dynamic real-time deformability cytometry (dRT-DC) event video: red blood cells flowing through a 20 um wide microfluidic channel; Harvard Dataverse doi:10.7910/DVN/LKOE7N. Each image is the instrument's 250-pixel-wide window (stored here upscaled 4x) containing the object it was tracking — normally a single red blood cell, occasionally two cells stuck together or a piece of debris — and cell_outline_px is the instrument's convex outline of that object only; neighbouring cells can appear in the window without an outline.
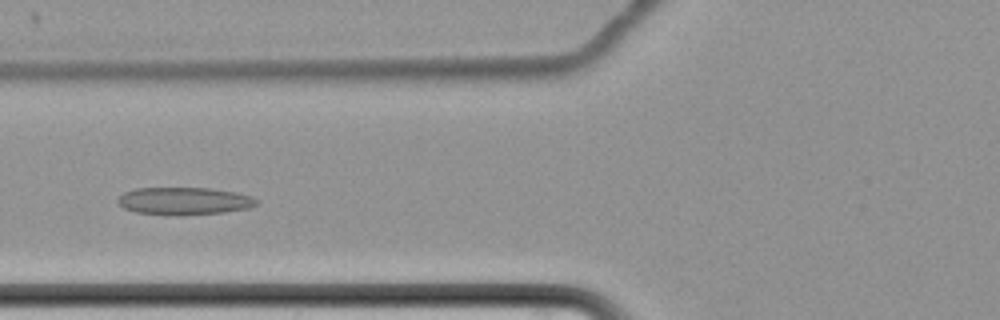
{"species": "common noctule bat (a hibernating species)", "species_latin": "Nyctalus noctula", "temperature_condition": "cold", "stored_images_in_passage": 50, "camera_frame_rate_fps": 3000, "um_per_image_px": 0.085, "animal": {"sex": "female", "body_mass_g": 22.7, "forearm_length_mm": 54.2}, "frame": {"image": 1, "passage_image": 14, "time_ms": 4.333, "image_size_px": [1000, 320], "cell_outline_px": [[260, 200], [256, 204], [248, 208], [224, 212], [136, 212], [124, 208], [116, 200], [124, 192], [136, 188], [212, 188], [236, 192], [252, 196]], "centroid_in_image_um": [15.7, 17.02], "position_along_channel_um": 110.1, "area_um2": 21.1}}
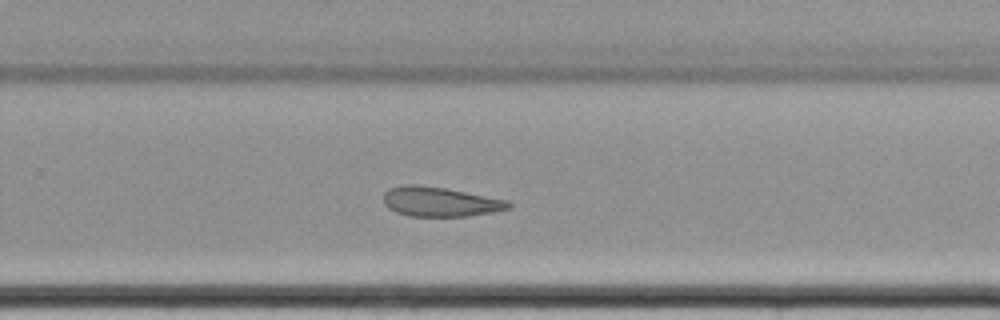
{"frame": {"image": 2, "passage_image": 30, "time_ms": 9.667, "image_size_px": [1000, 320], "cell_outline_px": [[512, 208], [492, 212], [468, 216], [408, 216], [396, 212], [388, 208], [384, 204], [384, 192], [388, 188], [404, 184], [416, 184], [444, 188], [508, 200], [512, 204]], "centroid_in_image_um": [37.38, 17.14], "position_along_channel_um": 292.4, "area_um2": 21.62}}
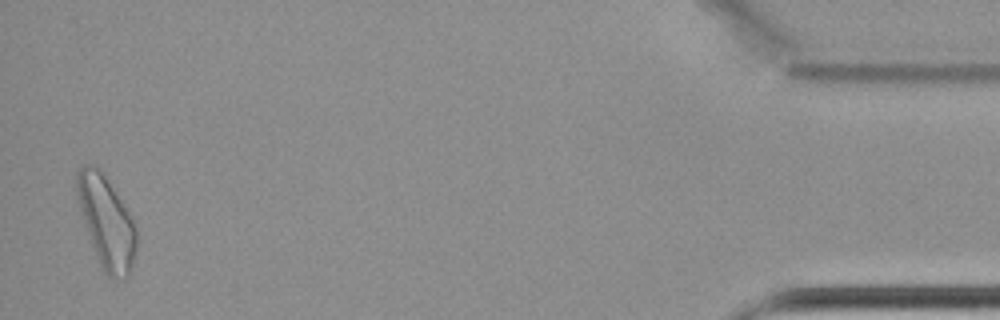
{"frame": {"image": 3, "passage_image": 49, "time_ms": 16.0, "image_size_px": [1000, 320], "cell_outline_px": [[136, 252], [132, 268], [128, 276], [108, 276], [100, 268], [80, 208], [76, 192], [76, 172], [84, 164], [92, 164], [104, 172], [128, 212], [136, 228]], "centroid_in_image_um": [9.04, 18.84], "position_along_channel_um": 426.2, "area_um2": 31.39}}